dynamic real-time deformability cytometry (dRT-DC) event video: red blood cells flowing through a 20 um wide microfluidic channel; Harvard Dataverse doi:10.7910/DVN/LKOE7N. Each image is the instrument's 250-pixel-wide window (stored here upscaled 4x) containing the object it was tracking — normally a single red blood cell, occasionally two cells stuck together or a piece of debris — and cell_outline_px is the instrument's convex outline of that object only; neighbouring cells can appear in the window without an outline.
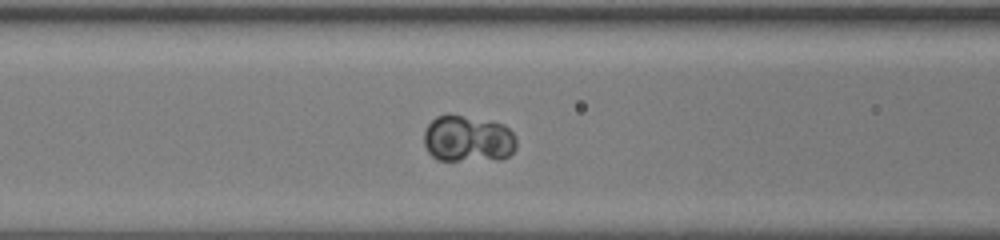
{"species": "human", "species_latin": "Homo sapiens", "temperature_condition": "room temperature", "stored_images_in_passage": 44, "camera_frame_rate_fps": 3000, "um_per_image_px": 0.085, "donor": {"sex": "female"}, "frame": {"image": 1, "passage_image": 16, "time_ms": 5.0, "image_size_px": [1000, 240], "cell_outline_px": [[516, 148], [508, 156], [500, 160], [436, 160], [428, 152], [424, 144], [424, 132], [428, 124], [436, 116], [448, 112], [504, 124], [516, 136]], "centroid_in_image_um": [39.76, 11.79], "position_along_channel_um": 126.8, "area_um2": 25.66}}
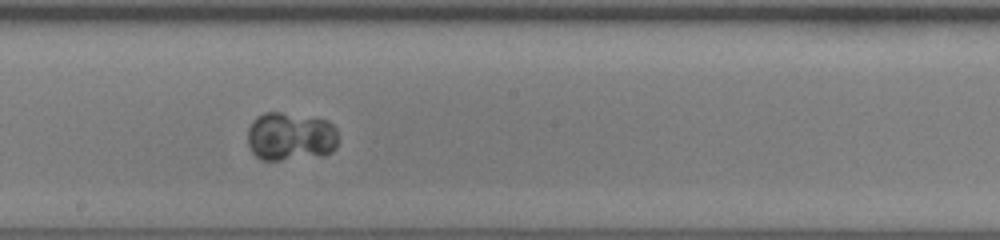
{"frame": {"image": 2, "passage_image": 23, "time_ms": 7.333, "image_size_px": [1000, 240], "cell_outline_px": [[336, 148], [332, 152], [324, 156], [280, 160], [260, 160], [252, 152], [248, 144], [248, 128], [252, 120], [256, 116], [264, 112], [280, 112], [328, 120], [336, 128]], "centroid_in_image_um": [24.68, 11.61], "position_along_channel_um": 223.5, "area_um2": 25.95}}
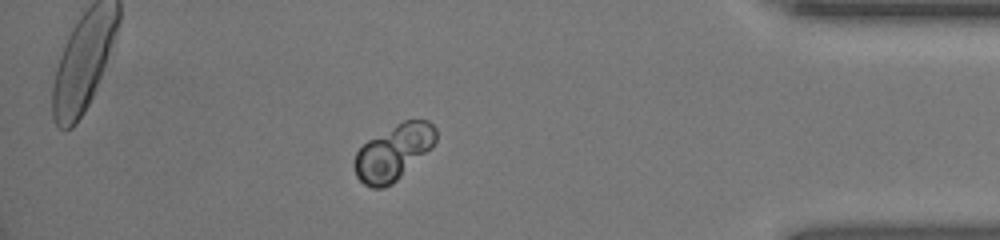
{"frame": {"image": 3, "passage_image": 38, "time_ms": 12.333, "image_size_px": [1000, 240], "cell_outline_px": [[436, 140], [432, 148], [392, 184], [384, 188], [372, 188], [364, 184], [356, 176], [352, 164], [356, 152], [368, 140], [404, 120], [428, 120], [436, 128]], "centroid_in_image_um": [33.44, 12.97], "position_along_channel_um": 401.8, "area_um2": 26.24}, "authors_computed_cell_mechanics": {"area_um2": 25.6054, "velocity_mm_per_s": 4.173, "shape_relaxation_time_tau1_ms": 2.0669, "shape_relaxation_time_tau2_ms": null, "deformation_change_tau1": 0.0241, "deformation_change_tau2": null}}